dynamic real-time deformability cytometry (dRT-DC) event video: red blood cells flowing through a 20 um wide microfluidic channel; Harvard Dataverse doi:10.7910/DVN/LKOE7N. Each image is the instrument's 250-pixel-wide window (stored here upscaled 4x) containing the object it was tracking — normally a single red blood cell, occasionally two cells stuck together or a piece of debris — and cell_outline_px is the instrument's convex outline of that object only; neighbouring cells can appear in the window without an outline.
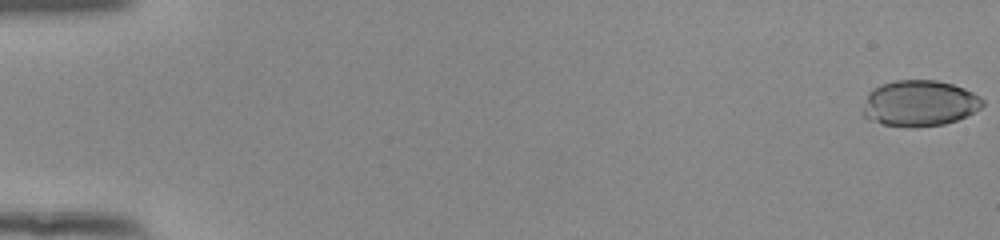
{"species": "human", "species_latin": "Homo sapiens", "temperature_condition": "room temperature", "stored_images_in_passage": 54, "camera_frame_rate_fps": 3000, "um_per_image_px": 0.085, "donor": {"sex": "female"}, "frame": {"image": 1, "passage_image": 1, "time_ms": 0.0, "image_size_px": [1000, 240], "cell_outline_px": [[984, 104], [976, 112], [956, 120], [944, 124], [912, 128], [884, 124], [868, 120], [860, 112], [868, 92], [872, 88], [880, 84], [896, 80], [936, 80], [952, 84], [964, 88], [980, 96], [984, 100]], "centroid_in_image_um": [78.13, 8.78], "position_along_channel_um": 6.9, "area_um2": 32.54}}
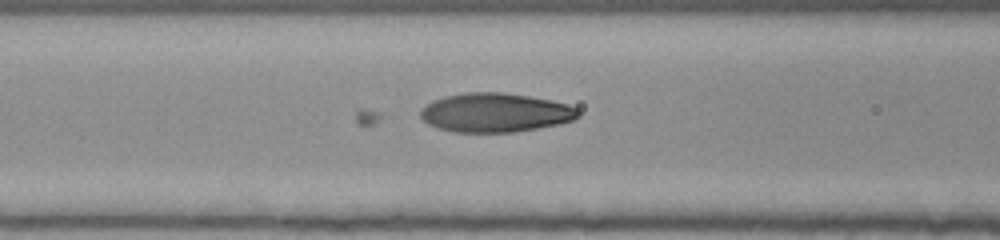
{"frame": {"image": 2, "passage_image": 24, "time_ms": 7.667, "image_size_px": [1000, 240], "cell_outline_px": [[580, 116], [572, 120], [556, 124], [536, 128], [512, 132], [452, 132], [436, 128], [428, 124], [420, 116], [420, 108], [432, 100], [444, 96], [464, 92], [500, 92], [528, 96], [552, 100], [568, 104], [576, 108], [580, 112]], "centroid_in_image_um": [42.05, 9.56], "position_along_channel_um": 124.6, "area_um2": 36.01}}
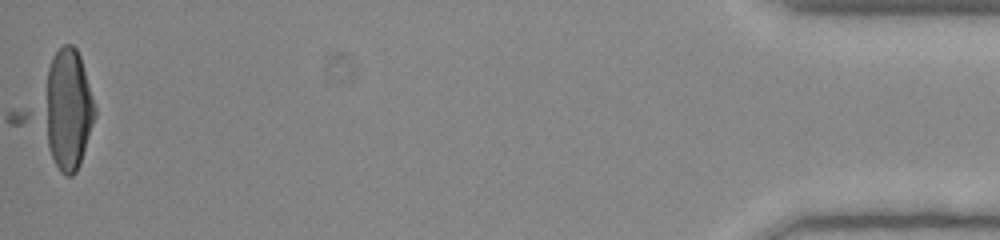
{"frame": {"image": 3, "passage_image": 54, "time_ms": 17.667, "image_size_px": [1000, 240], "cell_outline_px": [[96, 116], [80, 164], [76, 172], [72, 176], [64, 176], [60, 172], [48, 148], [40, 116], [40, 112], [48, 68], [52, 56], [64, 44], [72, 44], [76, 48], [80, 56], [96, 108]], "centroid_in_image_um": [5.72, 9.31], "position_along_channel_um": 429.5, "area_um2": 36.59}, "authors_computed_cell_mechanics": {"area_um2": 35.1135, "velocity_mm_per_s": 3.9352, "shape_relaxation_time_tau1_ms": 2.2876, "shape_relaxation_time_tau2_ms": null, "deformation_change_tau1": 0.181, "deformation_change_tau2": null}}